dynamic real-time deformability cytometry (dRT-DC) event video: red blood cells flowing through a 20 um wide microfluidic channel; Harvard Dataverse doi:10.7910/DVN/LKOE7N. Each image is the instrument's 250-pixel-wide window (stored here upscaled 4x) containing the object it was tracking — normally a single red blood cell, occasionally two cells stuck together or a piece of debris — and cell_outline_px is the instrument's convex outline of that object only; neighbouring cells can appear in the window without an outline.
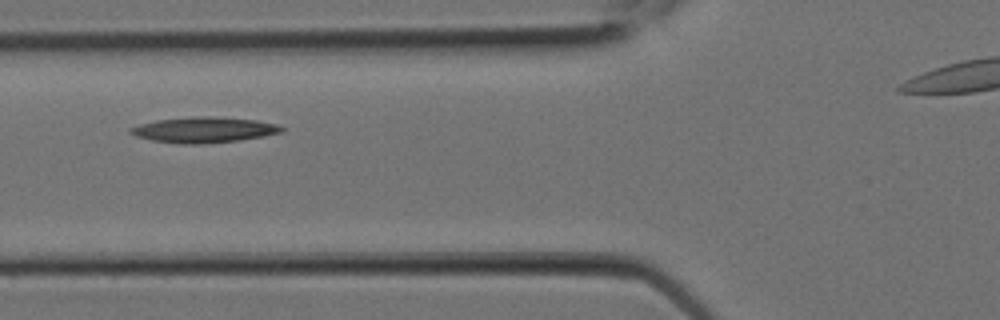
{"species": "Egyptian fruit bat (a non-hibernating species)", "species_latin": "Rousettus aegyptiacus", "temperature_condition": "room temperature", "stored_images_in_passage": 6, "camera_frame_rate_fps": 3000, "um_per_image_px": 0.085, "animal": {"sex": "female"}, "frame": {"image": 1, "passage_image": 5, "time_ms": 1.333, "image_size_px": [1000, 320], "cell_outline_px": [[284, 132], [264, 136], [240, 140], [204, 144], [184, 144], [152, 140], [136, 136], [128, 132], [128, 128], [140, 124], [156, 120], [196, 116], [216, 116], [256, 120], [276, 124], [284, 128]], "centroid_in_image_um": [17.34, 11.03], "position_along_channel_um": 108.5, "area_um2": 22.66}}
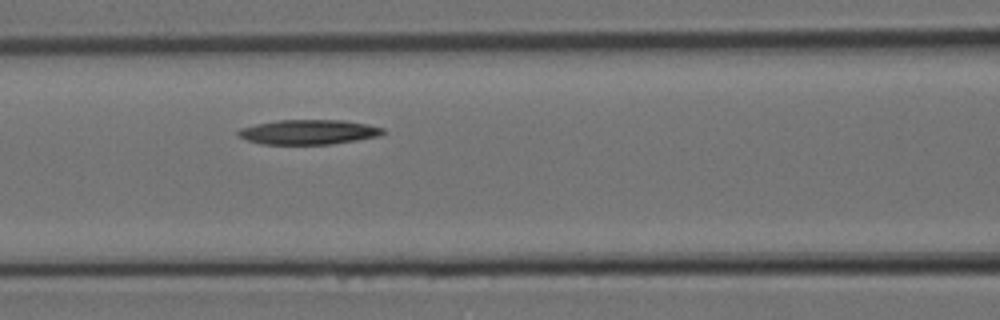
{"frame": {"image": 2, "passage_image": 6, "time_ms": 1.667, "image_size_px": [1000, 320], "cell_outline_px": [[388, 132], [380, 136], [356, 140], [328, 144], [264, 144], [248, 140], [240, 136], [236, 132], [240, 128], [256, 124], [276, 120], [344, 120], [368, 124], [384, 128]], "centroid_in_image_um": [26.28, 11.21], "position_along_channel_um": 140.3, "area_um2": 20.87}}